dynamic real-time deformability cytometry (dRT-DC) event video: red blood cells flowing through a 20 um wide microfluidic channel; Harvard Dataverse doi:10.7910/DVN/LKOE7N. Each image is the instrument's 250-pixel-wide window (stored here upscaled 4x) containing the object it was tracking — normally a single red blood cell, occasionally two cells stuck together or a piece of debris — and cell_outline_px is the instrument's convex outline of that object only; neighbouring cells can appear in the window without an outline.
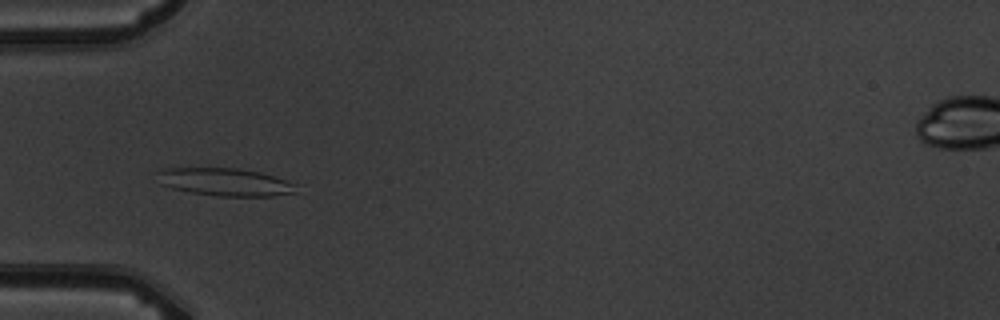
{"species": "common noctule bat (a hibernating species)", "species_latin": "Nyctalus noctula", "temperature_condition": "warm", "stored_images_in_passage": 7, "camera_frame_rate_fps": 3000, "um_per_image_px": 0.085, "animal": {"sex": "male", "body_mass_g": 19.5, "forearm_length_mm": 54.6}, "frame": {"image": 1, "passage_image": 5, "time_ms": 4.667, "image_size_px": [1000, 320], "cell_outline_px": [[296, 192], [272, 196], [216, 196], [192, 192], [172, 188], [160, 184], [156, 172], [164, 168], [236, 168], [260, 172], [296, 184]], "centroid_in_image_um": [19.09, 15.47], "position_along_channel_um": 65.9, "area_um2": 22.31}}
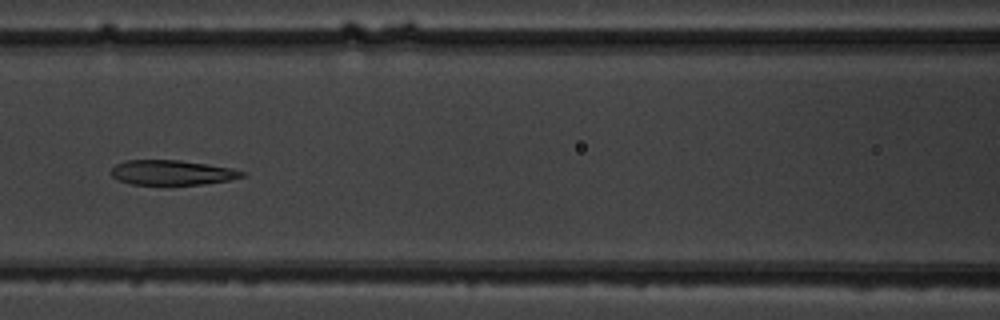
{"frame": {"image": 2, "passage_image": 7, "time_ms": 7.0, "image_size_px": [1000, 320], "cell_outline_px": [[248, 176], [228, 180], [204, 184], [132, 184], [116, 180], [112, 176], [112, 168], [116, 164], [128, 160], [180, 160], [232, 168], [248, 172]], "centroid_in_image_um": [14.67, 14.66], "position_along_channel_um": 151.9, "area_um2": 18.96}}